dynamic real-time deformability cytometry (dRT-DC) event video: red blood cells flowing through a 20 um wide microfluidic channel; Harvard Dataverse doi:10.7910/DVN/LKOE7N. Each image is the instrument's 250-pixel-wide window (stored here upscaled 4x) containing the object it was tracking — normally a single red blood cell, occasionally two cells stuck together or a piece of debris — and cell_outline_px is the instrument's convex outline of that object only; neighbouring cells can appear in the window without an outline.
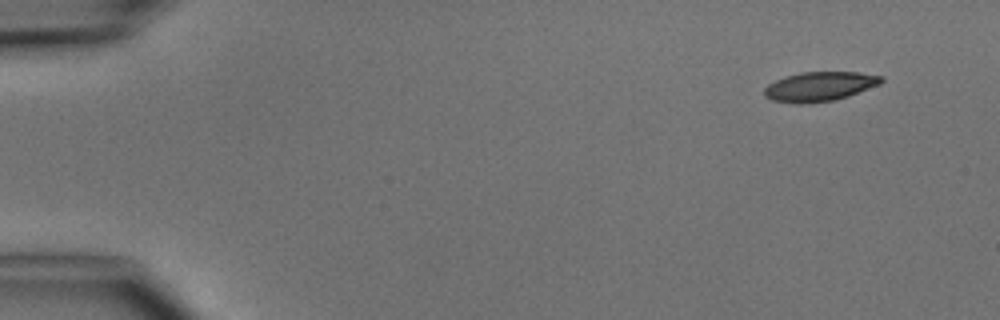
{"species": "common noctule bat (a hibernating species)", "species_latin": "Nyctalus noctula", "temperature_condition": "cold", "stored_images_in_passage": 4, "camera_frame_rate_fps": 3000, "um_per_image_px": 0.085, "animal": {"sex": "male", "body_mass_g": 15.6}, "frame": {"image": 1, "passage_image": 1, "time_ms": 0.0, "image_size_px": [1000, 320], "cell_outline_px": [[884, 80], [880, 84], [848, 96], [832, 100], [808, 104], [796, 104], [772, 100], [764, 96], [764, 88], [768, 84], [784, 76], [800, 72], [860, 72], [884, 76]], "centroid_in_image_um": [69.66, 7.35], "position_along_channel_um": 15.3, "area_um2": 20.23}}
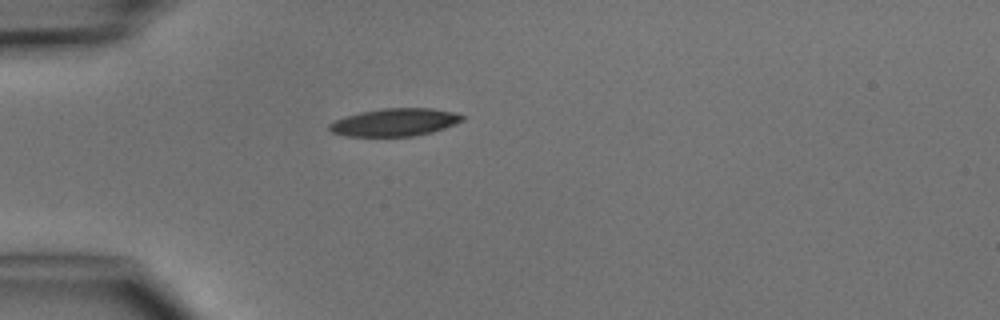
{"frame": {"image": 2, "passage_image": 4, "time_ms": 3.333, "image_size_px": [1000, 320], "cell_outline_px": [[464, 120], [444, 128], [432, 132], [412, 136], [344, 136], [332, 132], [328, 128], [328, 124], [344, 116], [360, 112], [384, 108], [432, 108], [452, 112], [464, 116]], "centroid_in_image_um": [33.53, 10.39], "position_along_channel_um": 51.5, "area_um2": 21.39}}